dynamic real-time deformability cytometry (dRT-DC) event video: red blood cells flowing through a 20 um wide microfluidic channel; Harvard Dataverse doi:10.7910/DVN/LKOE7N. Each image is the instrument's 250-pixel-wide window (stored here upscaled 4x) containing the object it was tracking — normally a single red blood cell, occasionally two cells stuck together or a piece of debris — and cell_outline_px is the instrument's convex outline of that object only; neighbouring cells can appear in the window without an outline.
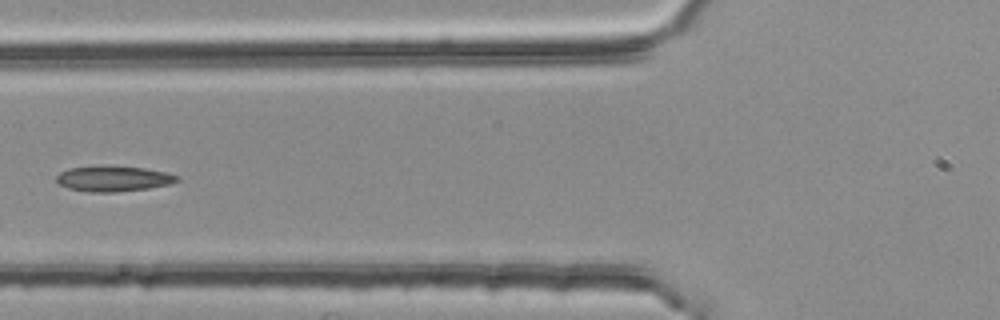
{"species": "common noctule bat (a hibernating species)", "species_latin": "Nyctalus noctula", "temperature_condition": "room temperature", "stored_images_in_passage": 3, "camera_frame_rate_fps": 3000, "um_per_image_px": 0.085, "animal": {"sex": "female", "body_mass_g": 25.1}, "frame": {"image": 1, "passage_image": 3, "time_ms": 0.667, "image_size_px": [1000, 320], "cell_outline_px": [[180, 180], [168, 184], [148, 188], [116, 192], [88, 192], [68, 188], [60, 184], [56, 180], [56, 176], [60, 172], [68, 168], [104, 164], [144, 168], [168, 172], [180, 176]], "centroid_in_image_um": [9.63, 15.16], "position_along_channel_um": 116.2, "area_um2": 18.32}}